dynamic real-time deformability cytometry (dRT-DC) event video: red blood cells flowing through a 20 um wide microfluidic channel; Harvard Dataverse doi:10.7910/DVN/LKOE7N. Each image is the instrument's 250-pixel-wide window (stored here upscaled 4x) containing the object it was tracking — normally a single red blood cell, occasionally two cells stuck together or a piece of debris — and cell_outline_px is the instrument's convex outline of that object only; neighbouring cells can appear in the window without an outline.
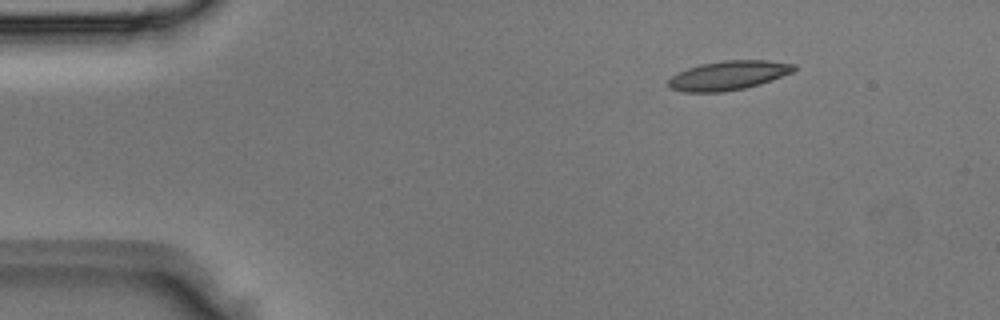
{"species": "Egyptian fruit bat (a non-hibernating species)", "species_latin": "Rousettus aegyptiacus", "temperature_condition": "room temperature", "stored_images_in_passage": 3, "camera_frame_rate_fps": 3000, "um_per_image_px": 0.085, "animal": {"sex": "male"}, "frame": {"image": 1, "passage_image": 1, "time_ms": 0.0, "image_size_px": [1000, 320], "cell_outline_px": [[796, 68], [792, 72], [760, 84], [744, 88], [720, 92], [684, 92], [672, 88], [668, 84], [668, 80], [672, 76], [688, 68], [700, 64], [724, 60], [768, 60], [796, 64]], "centroid_in_image_um": [61.93, 6.4], "position_along_channel_um": 23.1, "area_um2": 21.15}}